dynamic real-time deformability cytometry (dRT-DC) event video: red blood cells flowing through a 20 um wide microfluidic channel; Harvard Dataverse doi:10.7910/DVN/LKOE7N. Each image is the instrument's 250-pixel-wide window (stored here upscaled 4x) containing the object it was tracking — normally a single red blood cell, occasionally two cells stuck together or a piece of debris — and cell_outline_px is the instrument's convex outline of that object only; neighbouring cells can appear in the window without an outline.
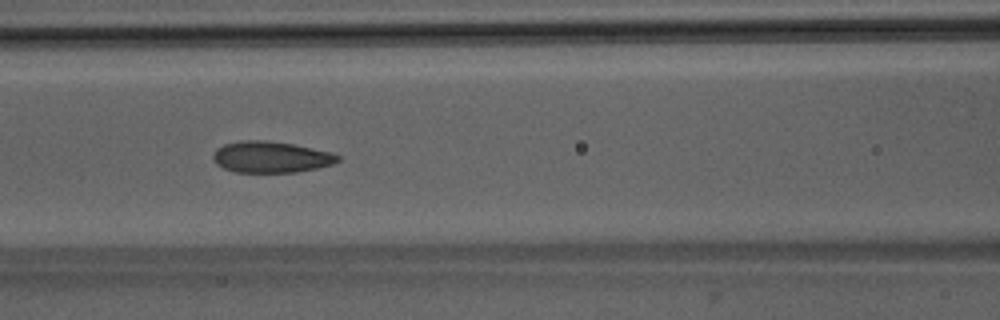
{"species": "Egyptian fruit bat (a non-hibernating species)", "species_latin": "Rousettus aegyptiacus", "temperature_condition": "room temperature", "stored_images_in_passage": 52, "camera_frame_rate_fps": 3000, "um_per_image_px": 0.085, "animal": {"sex": "male"}, "frame": {"image": 1, "passage_image": 23, "time_ms": 7.333, "image_size_px": [1000, 320], "cell_outline_px": [[340, 160], [332, 164], [316, 168], [296, 172], [236, 172], [224, 168], [216, 164], [212, 160], [212, 156], [216, 148], [224, 144], [240, 140], [264, 140], [292, 144], [332, 152], [340, 156]], "centroid_in_image_um": [23.0, 13.34], "position_along_channel_um": 143.6, "area_um2": 22.77}}
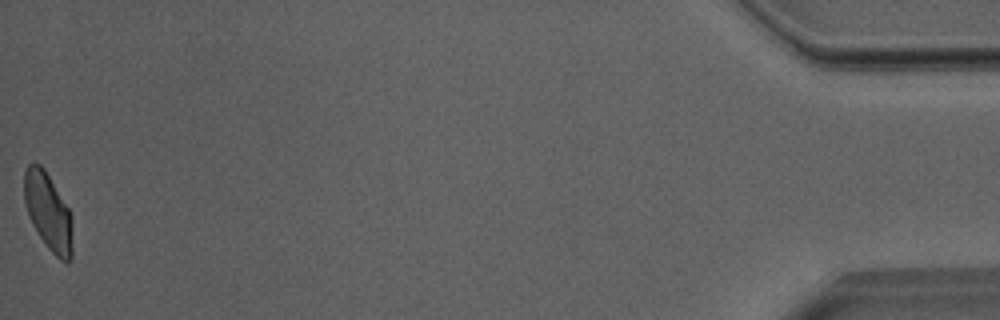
{"frame": {"image": 2, "passage_image": 52, "time_ms": 17.0, "image_size_px": [1000, 320], "cell_outline_px": [[72, 260], [68, 264], [60, 260], [48, 248], [32, 224], [28, 216], [24, 200], [24, 172], [28, 164], [32, 160], [40, 164], [44, 168], [68, 208], [72, 216]], "centroid_in_image_um": [4.09, 18.0], "position_along_channel_um": 431.1, "area_um2": 21.96}, "authors_computed_cell_mechanics": {"area_um2": 22.8599, "velocity_mm_per_s": 3.993, "shape_relaxation_time_tau1_ms": 9.9071, "shape_relaxation_time_tau2_ms": 1.2139, "deformation_change_tau1": 0.2132, "deformation_change_tau2": 0.075}}